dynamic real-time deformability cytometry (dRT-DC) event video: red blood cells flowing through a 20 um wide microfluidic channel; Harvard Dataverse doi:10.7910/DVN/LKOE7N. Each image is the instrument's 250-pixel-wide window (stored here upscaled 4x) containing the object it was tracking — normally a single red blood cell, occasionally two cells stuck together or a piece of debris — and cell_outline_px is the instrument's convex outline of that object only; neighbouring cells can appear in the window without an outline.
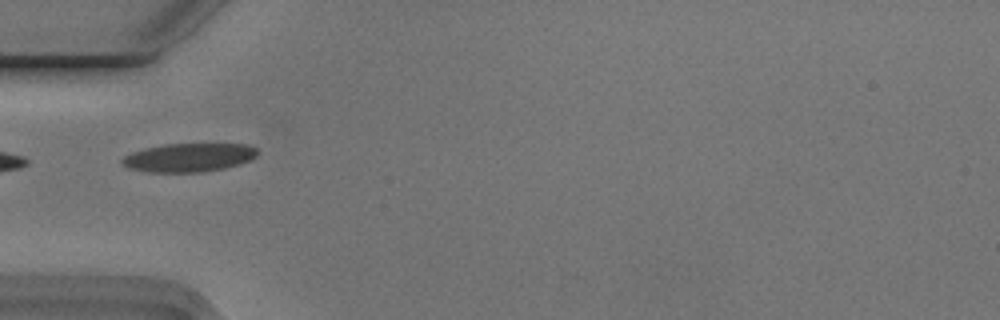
{"species": "Egyptian fruit bat (a non-hibernating species)", "species_latin": "Rousettus aegyptiacus", "temperature_condition": "cold", "stored_images_in_passage": 4, "camera_frame_rate_fps": 3000, "um_per_image_px": 0.085, "animal": {"sex": "male"}, "frame": {"image": 1, "passage_image": 1, "time_ms": 0.0, "image_size_px": [1000, 320], "cell_outline_px": [[256, 156], [252, 160], [240, 164], [224, 168], [204, 172], [148, 172], [128, 168], [120, 160], [124, 156], [132, 152], [144, 148], [164, 144], [248, 144], [256, 148]], "centroid_in_image_um": [16.05, 13.39], "position_along_channel_um": 68.9, "area_um2": 22.6}}
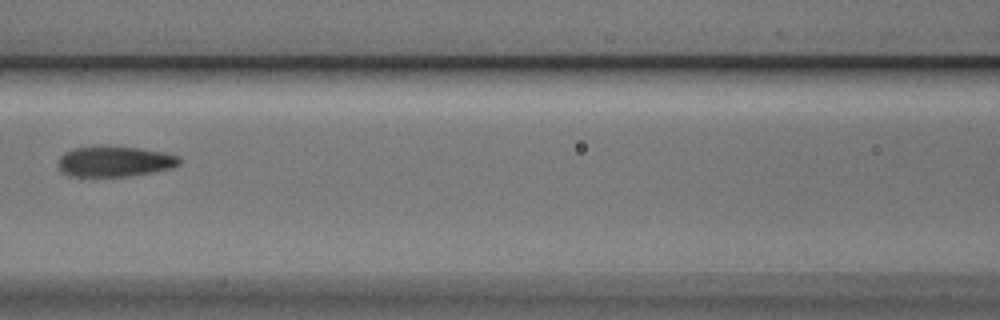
{"frame": {"image": 2, "passage_image": 3, "time_ms": 0.667, "image_size_px": [1000, 320], "cell_outline_px": [[180, 164], [172, 168], [132, 176], [72, 176], [64, 172], [60, 168], [60, 156], [64, 152], [76, 148], [140, 148], [164, 152], [180, 156]], "centroid_in_image_um": [9.83, 13.75], "position_along_channel_um": 156.8, "area_um2": 20.87}}
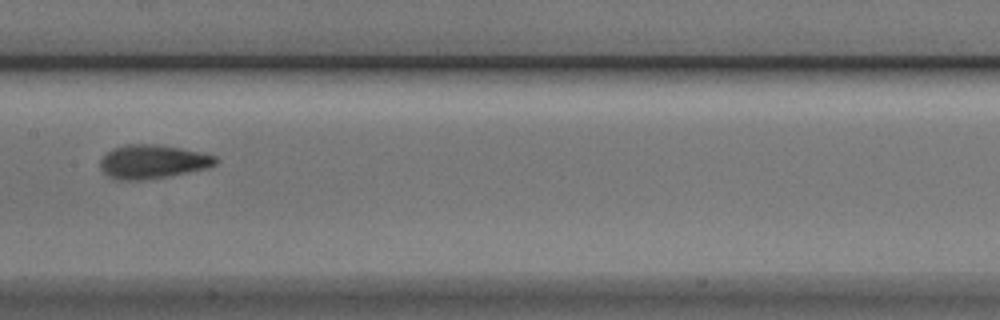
{"frame": {"image": 3, "passage_image": 4, "time_ms": 1.0, "image_size_px": [1000, 320], "cell_outline_px": [[220, 160], [216, 164], [204, 168], [188, 172], [140, 180], [116, 180], [108, 176], [100, 168], [100, 160], [104, 152], [112, 148], [124, 144], [156, 144], [180, 148], [200, 152], [216, 156]], "centroid_in_image_um": [12.92, 13.72], "position_along_channel_um": 194.5, "area_um2": 22.72}}